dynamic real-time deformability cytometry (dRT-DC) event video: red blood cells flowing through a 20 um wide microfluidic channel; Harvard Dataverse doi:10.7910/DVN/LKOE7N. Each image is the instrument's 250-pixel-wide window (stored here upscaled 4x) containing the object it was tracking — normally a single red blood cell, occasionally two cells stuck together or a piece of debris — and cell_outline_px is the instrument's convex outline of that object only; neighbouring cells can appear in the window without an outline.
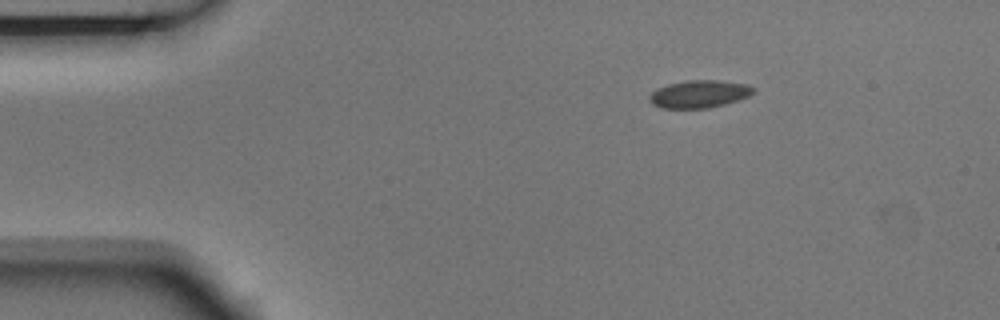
{"species": "Egyptian fruit bat (a non-hibernating species)", "species_latin": "Rousettus aegyptiacus", "temperature_condition": "room temperature", "stored_images_in_passage": 3, "camera_frame_rate_fps": 3000, "um_per_image_px": 0.085, "animal": {"sex": "male"}, "frame": {"image": 1, "passage_image": 1, "time_ms": 0.0, "image_size_px": [1000, 320], "cell_outline_px": [[756, 88], [748, 96], [724, 104], [708, 108], [660, 108], [652, 104], [648, 100], [648, 96], [656, 88], [668, 84], [688, 80], [720, 80], [748, 84]], "centroid_in_image_um": [59.4, 7.98], "position_along_channel_um": 25.6, "area_um2": 16.76}}